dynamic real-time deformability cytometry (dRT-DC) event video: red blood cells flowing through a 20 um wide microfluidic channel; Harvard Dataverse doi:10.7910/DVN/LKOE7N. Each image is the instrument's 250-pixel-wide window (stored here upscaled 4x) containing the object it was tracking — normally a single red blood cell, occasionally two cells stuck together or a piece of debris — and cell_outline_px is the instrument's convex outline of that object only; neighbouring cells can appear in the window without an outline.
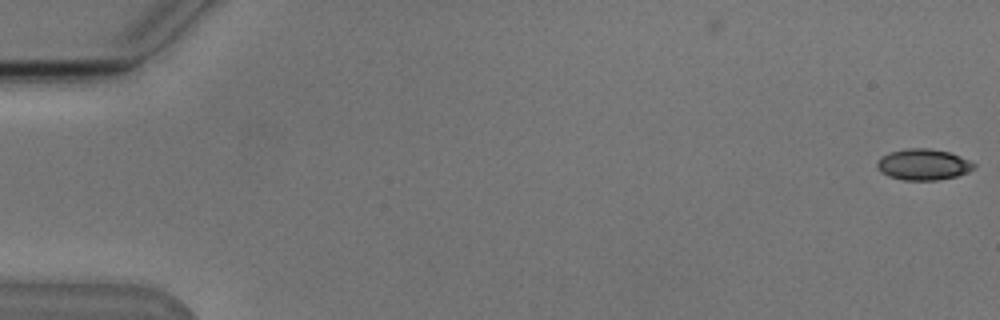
{"species": "Egyptian fruit bat (a non-hibernating species)", "species_latin": "Rousettus aegyptiacus", "temperature_condition": "cold", "stored_images_in_passage": 11, "camera_frame_rate_fps": 3000, "um_per_image_px": 0.085, "animal": {"sex": "male"}, "frame": {"image": 1, "passage_image": 1, "time_ms": 0.0, "image_size_px": [1000, 320], "cell_outline_px": [[976, 168], [968, 172], [956, 176], [936, 180], [904, 180], [888, 176], [880, 172], [876, 168], [876, 160], [880, 156], [892, 152], [908, 148], [928, 148], [948, 152], [960, 156], [976, 164]], "centroid_in_image_um": [78.45, 13.99], "position_along_channel_um": 6.5, "area_um2": 17.63}}
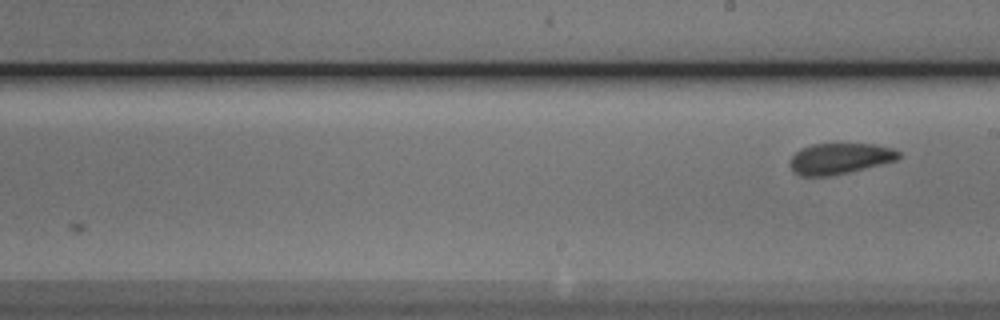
{"frame": {"image": 2, "passage_image": 11, "time_ms": 12.667, "image_size_px": [1000, 320], "cell_outline_px": [[900, 156], [896, 160], [848, 172], [828, 176], [800, 176], [792, 168], [792, 156], [800, 148], [812, 144], [876, 144], [892, 148], [900, 152]], "centroid_in_image_um": [71.39, 13.46], "position_along_channel_um": 217.6, "area_um2": 19.25}}